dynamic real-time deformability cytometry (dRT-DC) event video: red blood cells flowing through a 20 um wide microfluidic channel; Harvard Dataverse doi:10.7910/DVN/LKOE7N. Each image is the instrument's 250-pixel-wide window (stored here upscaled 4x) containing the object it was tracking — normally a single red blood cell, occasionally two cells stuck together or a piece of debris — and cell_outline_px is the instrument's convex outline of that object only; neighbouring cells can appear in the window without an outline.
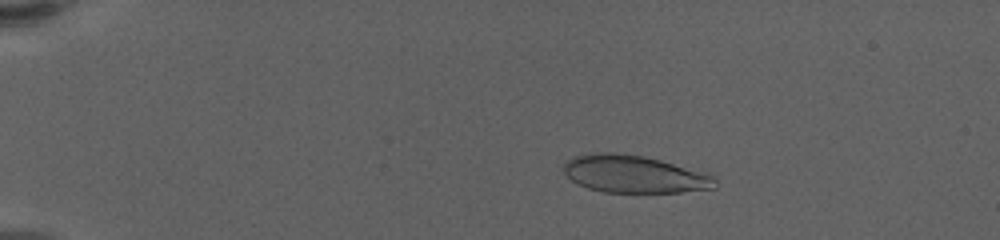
{"species": "human", "species_latin": "Homo sapiens", "temperature_condition": "warm", "stored_images_in_passage": 51, "camera_frame_rate_fps": 3000, "um_per_image_px": 0.085, "donor": {"sex": "female"}, "frame": {"image": 1, "passage_image": 2, "time_ms": 0.333, "image_size_px": [1000, 240], "cell_outline_px": [[716, 188], [680, 192], [604, 192], [588, 188], [576, 184], [564, 172], [564, 164], [572, 156], [588, 152], [612, 152], [644, 156], [716, 172]], "centroid_in_image_um": [54.01, 14.78], "position_along_channel_um": 31.0, "area_um2": 34.04}}
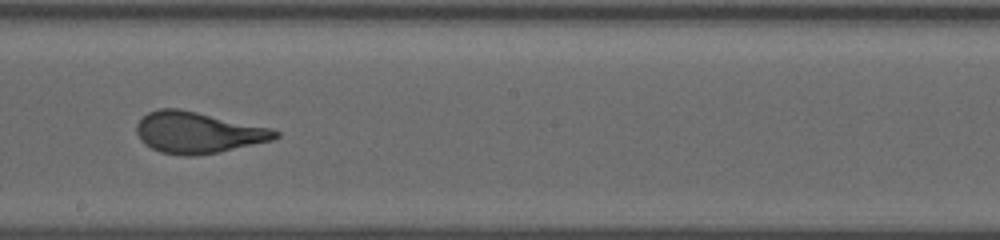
{"frame": {"image": 2, "passage_image": 27, "time_ms": 8.667, "image_size_px": [1000, 240], "cell_outline_px": [[280, 136], [272, 140], [216, 152], [192, 156], [184, 156], [160, 152], [144, 144], [140, 140], [136, 132], [136, 124], [148, 112], [160, 108], [180, 108], [272, 128], [280, 132]], "centroid_in_image_um": [16.8, 11.25], "position_along_channel_um": 231.4, "area_um2": 33.29}}
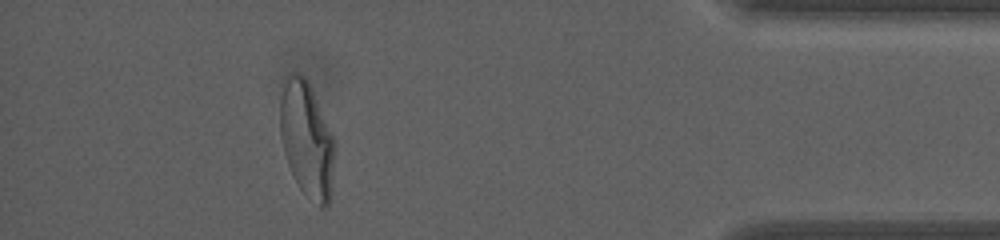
{"frame": {"image": 3, "passage_image": 46, "time_ms": 15.0, "image_size_px": [1000, 240], "cell_outline_px": [[336, 148], [332, 188], [328, 208], [320, 208], [300, 188], [288, 164], [284, 152], [280, 136], [280, 96], [284, 76], [288, 72], [300, 72], [308, 80], [312, 88], [336, 140]], "centroid_in_image_um": [26.1, 11.8], "position_along_channel_um": 409.1, "area_um2": 37.74}, "authors_computed_cell_mechanics": {"area_um2": 33.524, "velocity_mm_per_s": 3.4385, "shape_relaxation_time_tau1_ms": 5.8973, "shape_relaxation_time_tau2_ms": null, "deformation_change_tau1": 0.2491, "deformation_change_tau2": null}}